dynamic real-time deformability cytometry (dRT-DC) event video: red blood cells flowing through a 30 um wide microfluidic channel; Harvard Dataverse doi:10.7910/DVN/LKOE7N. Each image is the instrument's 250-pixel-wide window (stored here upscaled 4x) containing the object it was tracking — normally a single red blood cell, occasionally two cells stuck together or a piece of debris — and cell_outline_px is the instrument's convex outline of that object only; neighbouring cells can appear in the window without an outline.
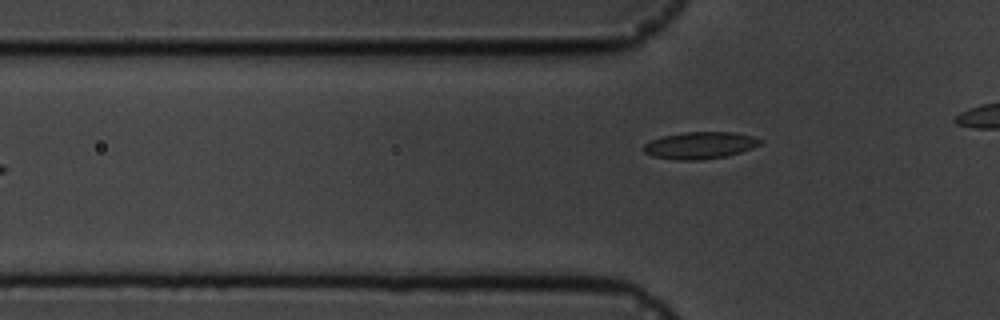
{"species": "common noctule bat (a hibernating species)", "species_latin": "Nyctalus noctula", "temperature_condition": "cold", "stored_images_in_passage": 8, "camera_frame_rate_fps": 3000, "um_per_image_px": 0.085, "animal": {"sex": "male", "body_mass_g": 19.5, "forearm_length_mm": 54.6}, "frame": {"image": 1, "passage_image": 8, "time_ms": 7.667, "image_size_px": [1000, 320], "cell_outline_px": [[764, 140], [760, 144], [752, 148], [728, 156], [700, 160], [676, 160], [652, 156], [644, 152], [640, 148], [644, 144], [652, 140], [664, 136], [684, 132], [736, 132], [752, 136]], "centroid_in_image_um": [59.49, 12.36], "position_along_channel_um": 66.3, "area_um2": 18.44}}